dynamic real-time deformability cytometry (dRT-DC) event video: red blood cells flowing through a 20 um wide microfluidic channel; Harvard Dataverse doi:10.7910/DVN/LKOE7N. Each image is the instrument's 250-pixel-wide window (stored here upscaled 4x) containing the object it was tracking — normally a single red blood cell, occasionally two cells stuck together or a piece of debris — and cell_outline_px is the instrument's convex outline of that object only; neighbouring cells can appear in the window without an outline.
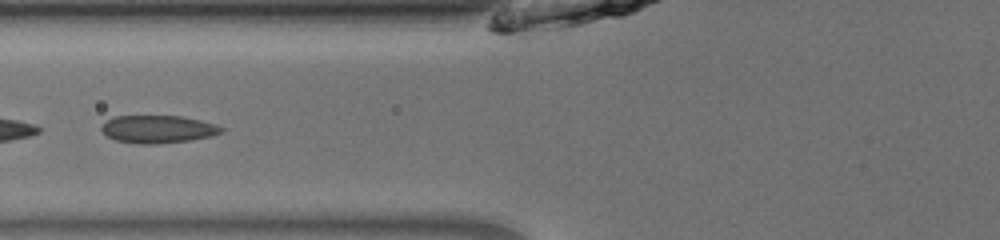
{"species": "common noctule bat (a hibernating species)", "species_latin": "Nyctalus noctula", "temperature_condition": "room temperature", "stored_images_in_passage": 13, "camera_frame_rate_fps": 3000, "um_per_image_px": 0.085, "animal": {"sex": "male", "body_mass_g": 13.0, "forearm_length_mm": 53.1}, "frame": {"image": 1, "passage_image": 8, "time_ms": 2.333, "image_size_px": [1000, 240], "cell_outline_px": [[224, 132], [212, 136], [192, 140], [156, 144], [140, 144], [116, 140], [108, 136], [100, 128], [108, 120], [116, 116], [180, 116], [200, 120], [216, 124], [224, 128]], "centroid_in_image_um": [13.48, 10.98], "position_along_channel_um": 112.3, "area_um2": 19.31}}